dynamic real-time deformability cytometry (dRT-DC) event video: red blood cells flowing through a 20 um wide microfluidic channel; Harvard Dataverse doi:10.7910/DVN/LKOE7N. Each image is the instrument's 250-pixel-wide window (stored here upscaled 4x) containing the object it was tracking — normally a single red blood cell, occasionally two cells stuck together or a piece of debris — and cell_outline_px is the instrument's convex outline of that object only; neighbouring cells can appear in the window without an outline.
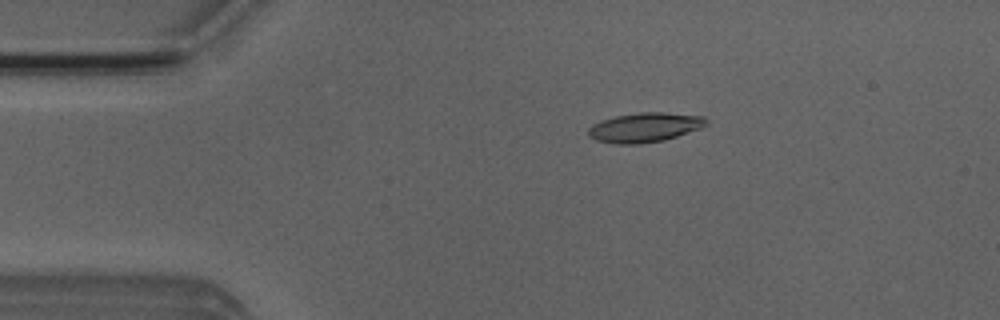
{"species": "Egyptian fruit bat (a non-hibernating species)", "species_latin": "Rousettus aegyptiacus", "temperature_condition": "room temperature", "stored_images_in_passage": 5, "camera_frame_rate_fps": 3000, "um_per_image_px": 0.085, "animal": {"sex": "male"}, "frame": {"image": 1, "passage_image": 2, "time_ms": 1.0, "image_size_px": [1000, 320], "cell_outline_px": [[708, 124], [700, 128], [664, 140], [640, 144], [616, 144], [596, 140], [588, 136], [588, 128], [592, 124], [600, 120], [616, 116], [640, 112], [664, 112], [704, 116], [708, 120]], "centroid_in_image_um": [54.78, 10.82], "position_along_channel_um": 30.2, "area_um2": 20.35}}